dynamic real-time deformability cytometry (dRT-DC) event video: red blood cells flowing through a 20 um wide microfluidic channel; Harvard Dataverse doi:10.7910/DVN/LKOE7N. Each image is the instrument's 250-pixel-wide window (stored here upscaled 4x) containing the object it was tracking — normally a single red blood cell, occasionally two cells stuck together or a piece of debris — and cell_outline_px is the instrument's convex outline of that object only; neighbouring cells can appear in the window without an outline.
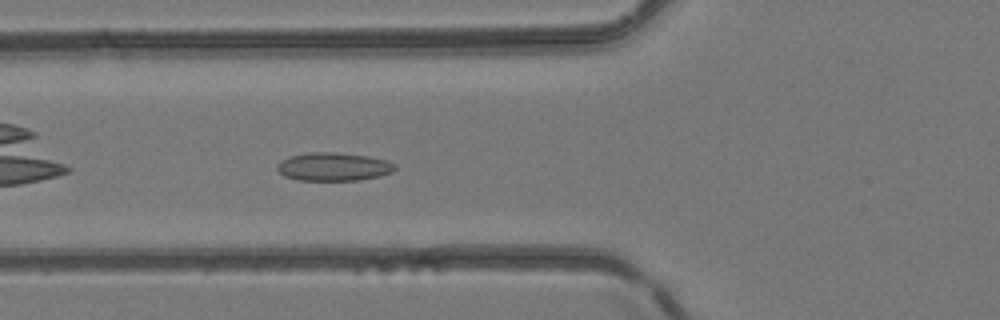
{"species": "common noctule bat (a hibernating species)", "species_latin": "Nyctalus noctula", "temperature_condition": "room temperature", "stored_images_in_passage": 31, "camera_frame_rate_fps": 3000, "um_per_image_px": 0.085, "animal": {"sex": "female", "body_mass_g": 24.6, "forearm_length_mm": 56.2}, "frame": {"image": 1, "passage_image": 4, "time_ms": 1.0, "image_size_px": [1000, 320], "cell_outline_px": [[396, 168], [392, 172], [380, 176], [360, 180], [296, 180], [284, 176], [276, 168], [276, 164], [280, 160], [288, 156], [312, 152], [336, 152], [368, 156], [388, 160], [396, 164]], "centroid_in_image_um": [28.34, 14.16], "position_along_channel_um": 97.5, "area_um2": 19.65}}
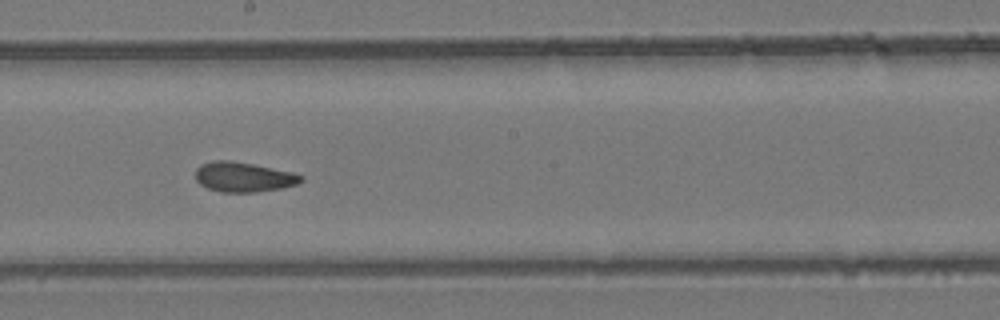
{"frame": {"image": 2, "passage_image": 13, "time_ms": 4.0, "image_size_px": [1000, 320], "cell_outline_px": [[304, 180], [296, 184], [280, 188], [256, 192], [220, 192], [208, 188], [200, 184], [196, 180], [196, 168], [200, 164], [212, 160], [228, 160], [252, 164], [292, 172], [304, 176]], "centroid_in_image_um": [20.67, 15.04], "position_along_channel_um": 227.5, "area_um2": 18.32}}
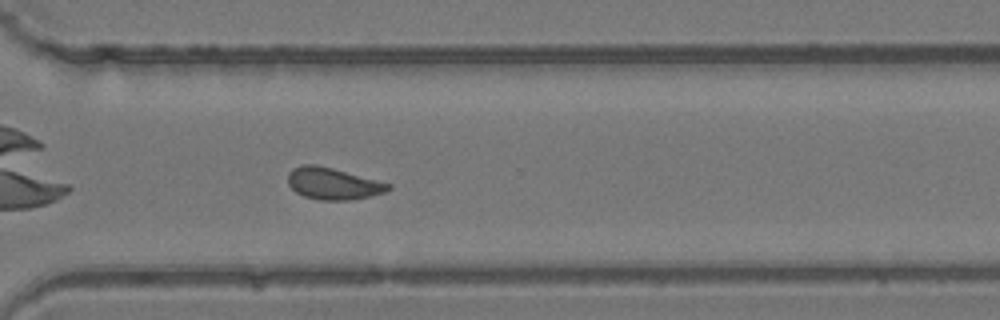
{"frame": {"image": 3, "passage_image": 21, "time_ms": 6.667, "image_size_px": [1000, 320], "cell_outline_px": [[392, 188], [384, 192], [372, 196], [348, 200], [320, 200], [304, 196], [296, 192], [288, 184], [288, 172], [292, 168], [300, 164], [316, 164], [332, 168], [392, 184]], "centroid_in_image_um": [28.29, 15.6], "position_along_channel_um": 342.3, "area_um2": 18.61}}